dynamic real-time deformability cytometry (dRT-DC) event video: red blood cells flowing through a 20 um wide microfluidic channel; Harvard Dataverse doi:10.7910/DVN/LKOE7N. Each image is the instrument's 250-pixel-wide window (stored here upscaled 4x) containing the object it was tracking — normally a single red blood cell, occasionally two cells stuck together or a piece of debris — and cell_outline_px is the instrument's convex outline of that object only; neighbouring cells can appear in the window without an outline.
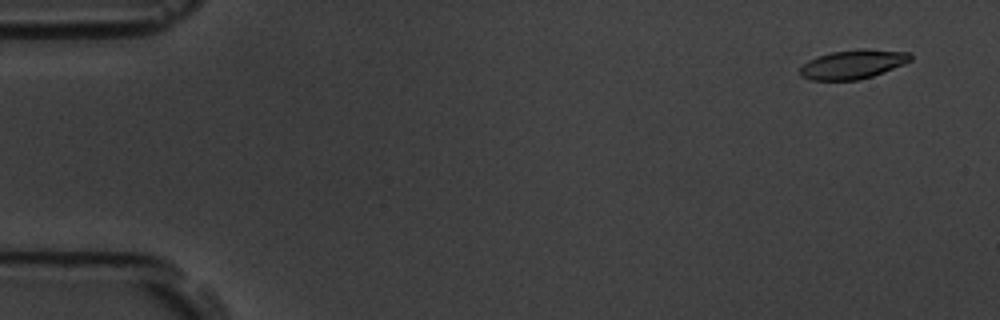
{"species": "common noctule bat (a hibernating species)", "species_latin": "Nyctalus noctula", "temperature_condition": "room temperature", "stored_images_in_passage": 5, "camera_frame_rate_fps": 3000, "um_per_image_px": 0.085, "animal": {"sex": "male", "body_mass_g": 19.5, "forearm_length_mm": 54.6}, "frame": {"image": 1, "passage_image": 1, "time_ms": 0.0, "image_size_px": [1000, 320], "cell_outline_px": [[912, 60], [904, 64], [872, 76], [856, 80], [812, 80], [800, 76], [800, 68], [808, 60], [816, 56], [832, 52], [864, 48], [912, 52]], "centroid_in_image_um": [72.52, 5.45], "position_along_channel_um": 12.5, "area_um2": 18.79}}
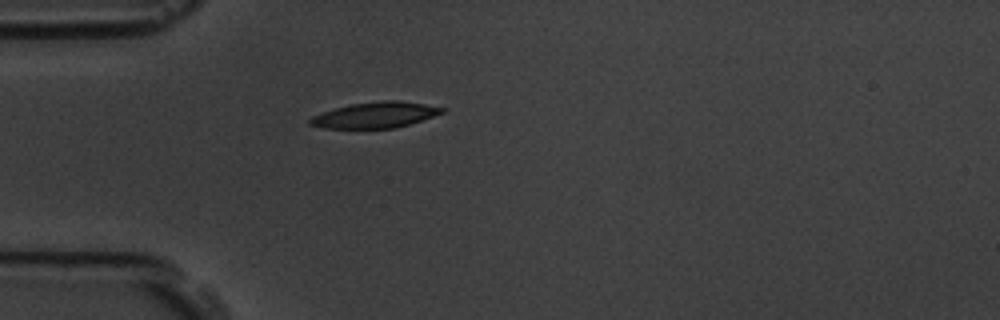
{"frame": {"image": 2, "passage_image": 5, "time_ms": 1.333, "image_size_px": [1000, 320], "cell_outline_px": [[444, 112], [396, 128], [324, 128], [308, 124], [308, 120], [312, 116], [336, 108], [352, 104], [384, 100], [396, 100], [424, 104], [444, 108]], "centroid_in_image_um": [31.86, 9.78], "position_along_channel_um": 53.1, "area_um2": 19.48}}